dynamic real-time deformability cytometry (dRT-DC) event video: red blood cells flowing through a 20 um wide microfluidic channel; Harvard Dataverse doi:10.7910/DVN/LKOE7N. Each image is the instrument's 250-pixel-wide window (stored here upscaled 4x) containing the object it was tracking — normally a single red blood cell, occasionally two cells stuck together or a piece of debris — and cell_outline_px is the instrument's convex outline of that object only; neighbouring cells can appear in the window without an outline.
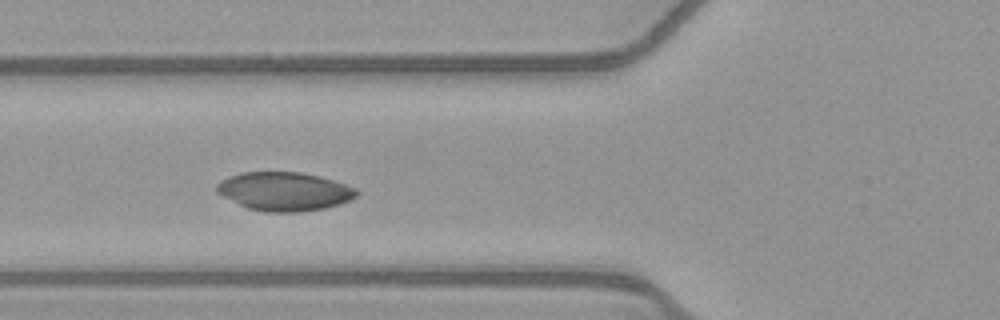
{"species": "common noctule bat (a hibernating species)", "species_latin": "Nyctalus noctula", "temperature_condition": "warm", "stored_images_in_passage": 14, "camera_frame_rate_fps": 3000, "um_per_image_px": 0.085, "animal": {"sex": "female", "body_mass_g": 21.9}, "frame": {"image": 1, "passage_image": 7, "time_ms": 2.0, "image_size_px": [1000, 320], "cell_outline_px": [[360, 192], [356, 196], [340, 204], [324, 208], [300, 212], [264, 212], [248, 208], [216, 192], [216, 184], [220, 180], [240, 172], [300, 172], [320, 176], [356, 188]], "centroid_in_image_um": [24.17, 16.26], "position_along_channel_um": 101.6, "area_um2": 31.39}}
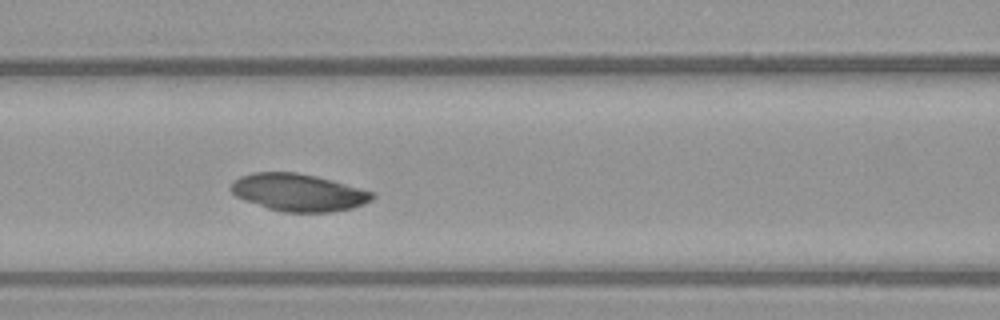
{"frame": {"image": 2, "passage_image": 10, "time_ms": 3.0, "image_size_px": [1000, 320], "cell_outline_px": [[376, 196], [372, 200], [364, 204], [352, 208], [332, 212], [284, 212], [268, 208], [244, 200], [236, 196], [232, 192], [232, 184], [240, 176], [252, 172], [296, 172], [316, 176], [332, 180], [376, 192]], "centroid_in_image_um": [25.42, 16.36], "position_along_channel_um": 141.2, "area_um2": 30.81}}